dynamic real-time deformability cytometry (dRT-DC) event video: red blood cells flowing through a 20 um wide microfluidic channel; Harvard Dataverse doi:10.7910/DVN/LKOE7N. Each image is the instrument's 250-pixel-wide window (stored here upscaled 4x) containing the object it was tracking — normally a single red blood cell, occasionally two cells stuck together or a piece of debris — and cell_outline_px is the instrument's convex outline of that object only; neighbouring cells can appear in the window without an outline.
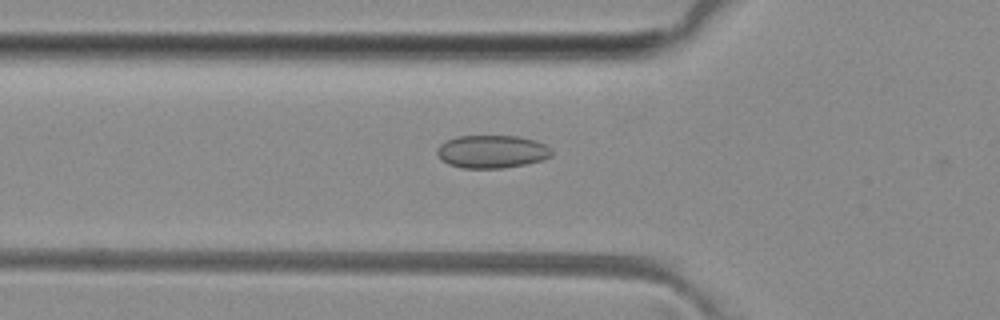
{"species": "common noctule bat (a hibernating species)", "species_latin": "Nyctalus noctula", "temperature_condition": "room temperature", "stored_images_in_passage": 38, "camera_frame_rate_fps": 3000, "um_per_image_px": 0.085, "animal": {"sex": "female", "body_mass_g": 29.2, "forearm_length_mm": 56.3}, "frame": {"image": 1, "passage_image": 5, "time_ms": 1.333, "image_size_px": [1000, 320], "cell_outline_px": [[552, 156], [544, 160], [504, 168], [464, 168], [448, 164], [436, 152], [436, 148], [440, 144], [456, 136], [520, 136], [536, 140], [552, 148]], "centroid_in_image_um": [41.85, 12.88], "position_along_channel_um": 83.9, "area_um2": 22.08}}
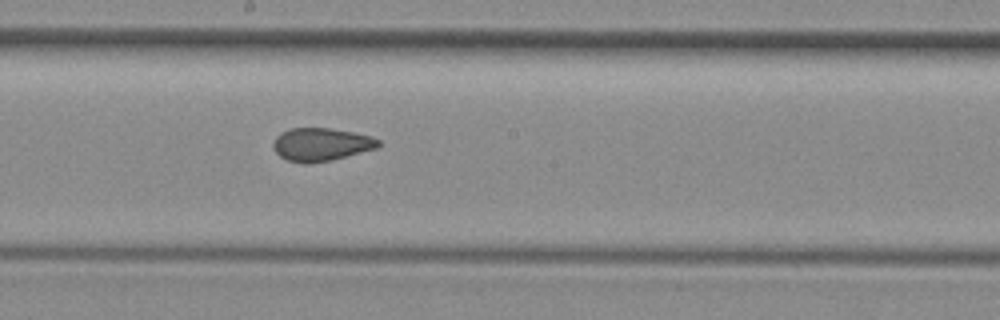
{"frame": {"image": 2, "passage_image": 15, "time_ms": 4.667, "image_size_px": [1000, 320], "cell_outline_px": [[380, 144], [376, 148], [328, 160], [304, 164], [288, 160], [280, 156], [276, 152], [272, 144], [276, 136], [280, 132], [288, 128], [328, 128], [352, 132], [372, 136], [380, 140]], "centroid_in_image_um": [27.25, 12.26], "position_along_channel_um": 220.9, "area_um2": 20.0}}
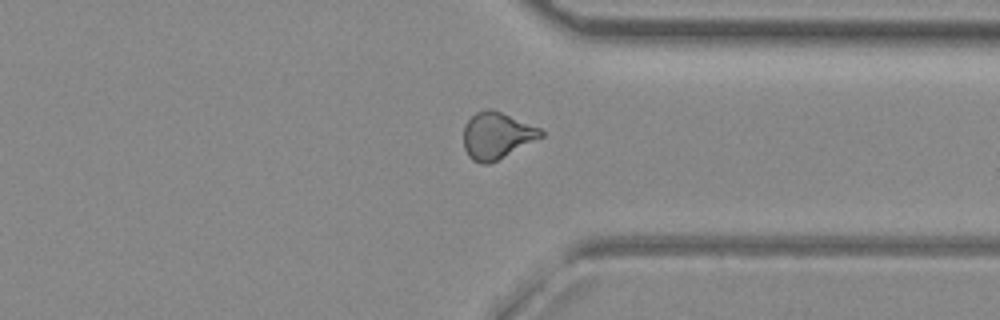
{"frame": {"image": 3, "passage_image": 26, "time_ms": 8.333, "image_size_px": [1000, 320], "cell_outline_px": [[544, 136], [488, 164], [480, 164], [472, 160], [468, 156], [464, 148], [464, 124], [476, 112], [488, 108], [492, 108], [540, 128], [544, 132]], "centroid_in_image_um": [42.2, 11.51], "position_along_channel_um": 369.2, "area_um2": 20.92}, "authors_computed_cell_mechanics": {"area_um2": 20.6346, "velocity_mm_per_s": 4.0856, "shape_relaxation_time_tau1_ms": null, "shape_relaxation_time_tau2_ms": 1.456, "deformation_change_tau1": null, "deformation_change_tau2": 0.0598}}